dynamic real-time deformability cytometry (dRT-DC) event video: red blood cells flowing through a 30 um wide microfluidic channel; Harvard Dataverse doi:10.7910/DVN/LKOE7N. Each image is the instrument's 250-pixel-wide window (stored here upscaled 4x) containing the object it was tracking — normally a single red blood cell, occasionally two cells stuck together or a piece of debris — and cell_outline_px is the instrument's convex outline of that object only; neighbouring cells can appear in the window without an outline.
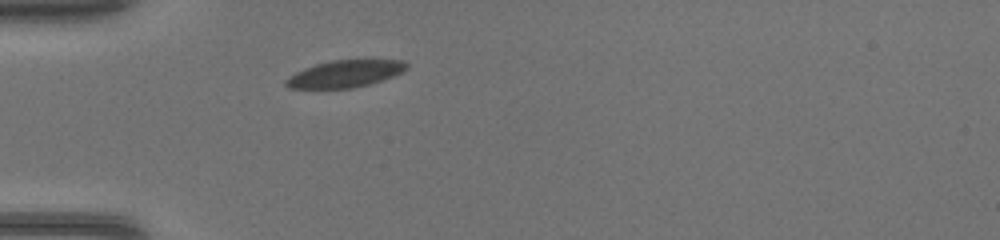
{"species": "common noctule bat (a hibernating species)", "species_latin": "Nyctalus noctula", "temperature_condition": "warm", "stored_images_in_passage": 34, "camera_frame_rate_fps": 3000, "um_per_image_px": 0.085, "animal": {"sex": "female", "body_mass_g": 17.0, "forearm_length_mm": 48.0}, "frame": {"image": 1, "passage_image": 1, "time_ms": 0.0, "image_size_px": [1000, 240], "cell_outline_px": [[408, 68], [392, 76], [368, 84], [352, 88], [288, 88], [284, 84], [284, 80], [296, 72], [304, 68], [316, 64], [332, 60], [404, 60], [408, 64]], "centroid_in_image_um": [29.3, 6.27], "position_along_channel_um": 55.7, "area_um2": 18.79}}
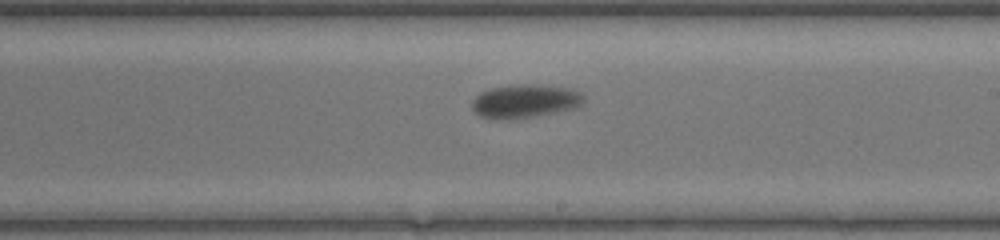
{"frame": {"image": 2, "passage_image": 15, "time_ms": 4.667, "image_size_px": [1000, 240], "cell_outline_px": [[584, 100], [576, 108], [556, 112], [532, 116], [496, 120], [480, 116], [472, 108], [472, 100], [480, 92], [492, 88], [524, 84], [532, 84], [568, 88], [580, 92], [584, 96]], "centroid_in_image_um": [44.61, 8.6], "position_along_channel_um": 244.4, "area_um2": 21.5}}
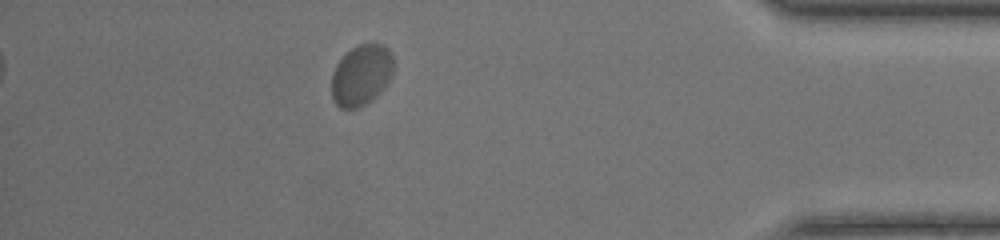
{"frame": {"image": 3, "passage_image": 29, "time_ms": 9.333, "image_size_px": [1000, 240], "cell_outline_px": [[392, 76], [380, 92], [372, 100], [360, 108], [340, 108], [332, 100], [332, 72], [336, 64], [352, 48], [360, 44], [384, 44], [392, 52]], "centroid_in_image_um": [30.71, 6.4], "position_along_channel_um": 404.5, "area_um2": 21.96}}